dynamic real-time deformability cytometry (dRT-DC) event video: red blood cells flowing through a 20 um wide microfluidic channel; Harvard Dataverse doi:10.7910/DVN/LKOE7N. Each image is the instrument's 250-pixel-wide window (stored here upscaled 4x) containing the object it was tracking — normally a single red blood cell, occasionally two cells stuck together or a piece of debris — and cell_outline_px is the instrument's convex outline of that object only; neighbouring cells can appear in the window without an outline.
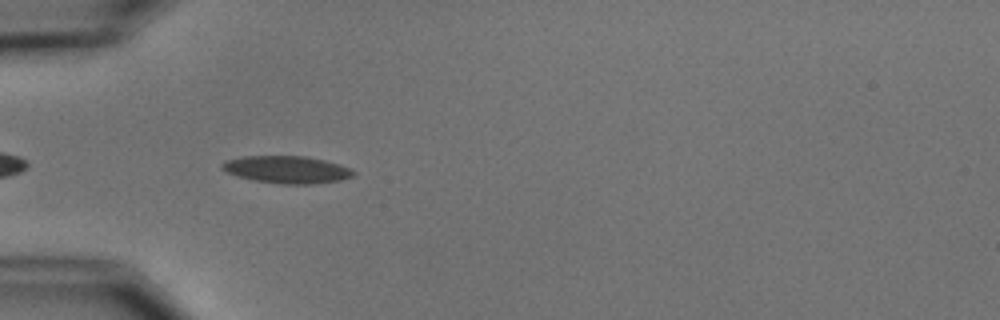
{"species": "common noctule bat (a hibernating species)", "species_latin": "Nyctalus noctula", "temperature_condition": "cold", "stored_images_in_passage": 6, "camera_frame_rate_fps": 3000, "um_per_image_px": 0.085, "animal": {"sex": "male", "body_mass_g": 15.6}, "frame": {"image": 1, "passage_image": 5, "time_ms": 4.667, "image_size_px": [1000, 320], "cell_outline_px": [[356, 172], [352, 176], [340, 180], [312, 184], [280, 184], [252, 180], [228, 172], [220, 168], [220, 164], [224, 160], [240, 156], [304, 156], [324, 160], [352, 168]], "centroid_in_image_um": [24.36, 14.41], "position_along_channel_um": 60.6, "area_um2": 20.98}}